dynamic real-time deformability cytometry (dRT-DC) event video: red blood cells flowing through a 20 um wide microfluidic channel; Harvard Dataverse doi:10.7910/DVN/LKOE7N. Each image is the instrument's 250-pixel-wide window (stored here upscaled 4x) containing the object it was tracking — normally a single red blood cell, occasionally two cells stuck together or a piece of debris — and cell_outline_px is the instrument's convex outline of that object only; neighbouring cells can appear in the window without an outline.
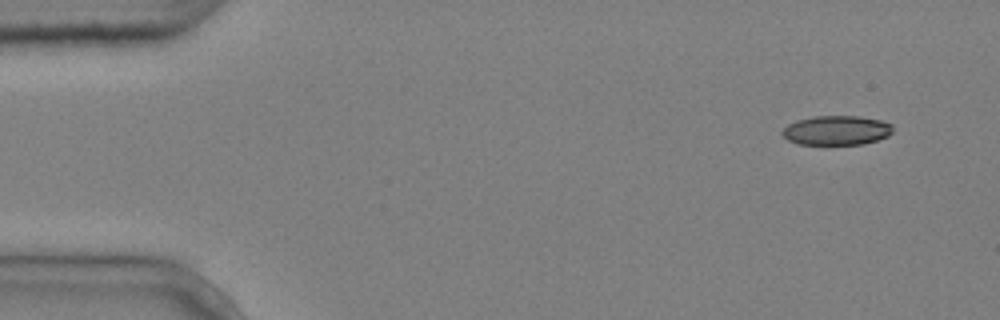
{"species": "common noctule bat (a hibernating species)", "species_latin": "Nyctalus noctula", "temperature_condition": "cold", "stored_images_in_passage": 5, "camera_frame_rate_fps": 3000, "um_per_image_px": 0.085, "animal": {"sex": "male", "body_mass_g": 20.4}, "frame": {"image": 1, "passage_image": 1, "time_ms": 0.0, "image_size_px": [1000, 320], "cell_outline_px": [[892, 132], [888, 136], [864, 144], [796, 144], [788, 140], [780, 132], [788, 124], [796, 120], [812, 116], [860, 116], [880, 120], [892, 124]], "centroid_in_image_um": [71.09, 11.07], "position_along_channel_um": 13.9, "area_um2": 19.02}}
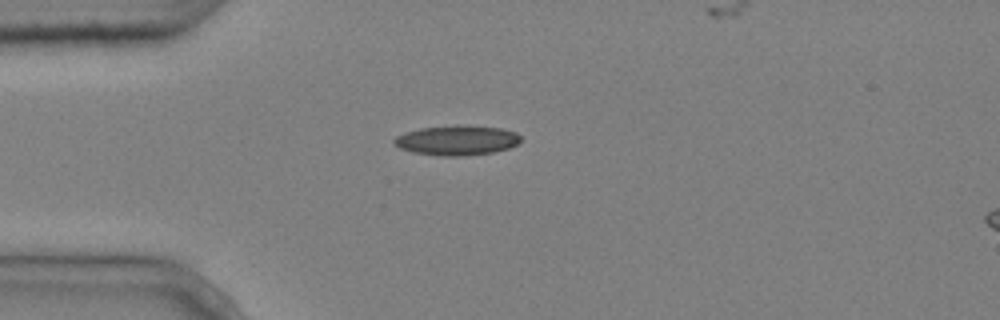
{"frame": {"image": 2, "passage_image": 4, "time_ms": 1.0, "image_size_px": [1000, 320], "cell_outline_px": [[524, 140], [508, 148], [492, 152], [460, 156], [440, 156], [412, 152], [400, 148], [392, 144], [392, 140], [396, 136], [420, 128], [456, 124], [500, 128], [516, 132]], "centroid_in_image_um": [38.82, 11.92], "position_along_channel_um": 46.2, "area_um2": 22.14}}